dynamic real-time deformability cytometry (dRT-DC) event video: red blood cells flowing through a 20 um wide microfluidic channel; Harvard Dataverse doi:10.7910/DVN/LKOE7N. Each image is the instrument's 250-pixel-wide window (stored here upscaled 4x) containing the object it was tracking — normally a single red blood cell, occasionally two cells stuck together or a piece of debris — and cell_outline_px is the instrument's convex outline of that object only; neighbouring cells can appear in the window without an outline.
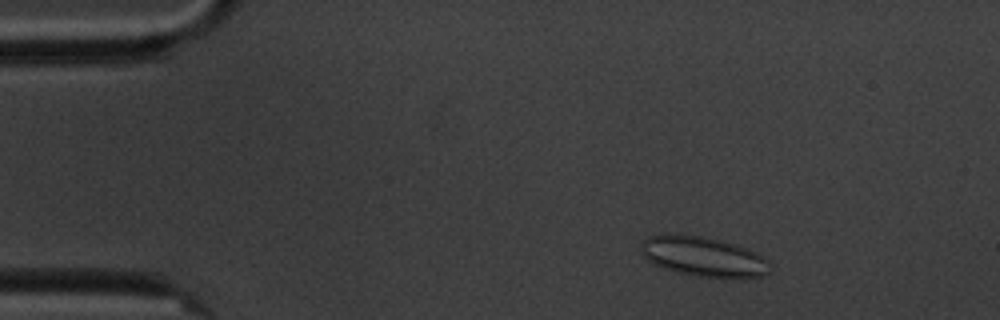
{"species": "common noctule bat (a hibernating species)", "species_latin": "Nyctalus noctula", "temperature_condition": "cold", "stored_images_in_passage": 8, "camera_frame_rate_fps": 3000, "um_per_image_px": 0.085, "animal": {"sex": "male", "body_mass_g": 20.1, "forearm_length_mm": 53.5}, "frame": {"image": 1, "passage_image": 2, "time_ms": 1.0, "image_size_px": [1000, 320], "cell_outline_px": [[768, 272], [764, 276], [696, 276], [676, 272], [652, 264], [640, 252], [640, 244], [648, 236], [660, 232], [672, 232], [704, 236], [736, 244], [748, 248], [756, 252], [768, 260]], "centroid_in_image_um": [59.68, 21.74], "position_along_channel_um": 25.3, "area_um2": 30.11}}
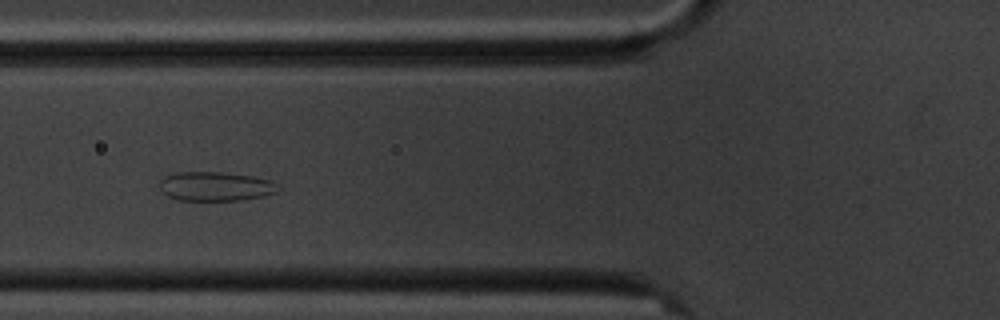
{"frame": {"image": 2, "passage_image": 5, "time_ms": 5.333, "image_size_px": [1000, 320], "cell_outline_px": [[280, 188], [276, 192], [264, 196], [244, 200], [176, 200], [168, 196], [160, 188], [160, 180], [164, 176], [176, 172], [220, 172], [252, 176], [268, 180], [280, 184]], "centroid_in_image_um": [18.33, 15.84], "position_along_channel_um": 107.5, "area_um2": 20.23}}
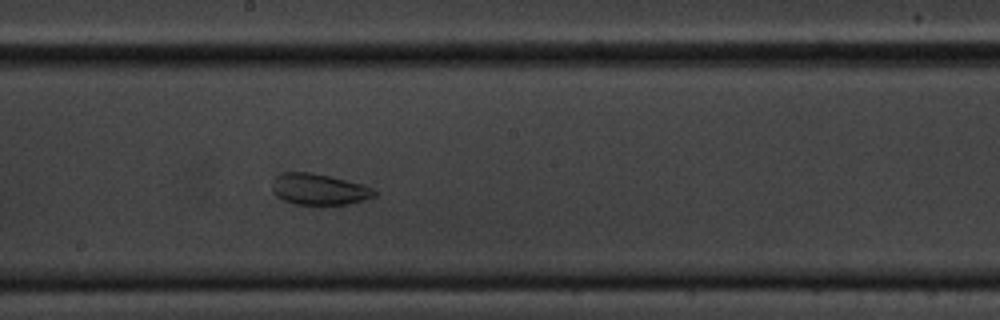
{"frame": {"image": 3, "passage_image": 8, "time_ms": 8.667, "image_size_px": [1000, 320], "cell_outline_px": [[380, 192], [376, 196], [364, 200], [348, 204], [324, 208], [320, 208], [292, 204], [276, 196], [272, 192], [272, 180], [280, 172], [308, 172], [328, 176], [364, 184], [376, 188]], "centroid_in_image_um": [27.15, 16.15], "position_along_channel_um": 221.1, "area_um2": 19.71}}